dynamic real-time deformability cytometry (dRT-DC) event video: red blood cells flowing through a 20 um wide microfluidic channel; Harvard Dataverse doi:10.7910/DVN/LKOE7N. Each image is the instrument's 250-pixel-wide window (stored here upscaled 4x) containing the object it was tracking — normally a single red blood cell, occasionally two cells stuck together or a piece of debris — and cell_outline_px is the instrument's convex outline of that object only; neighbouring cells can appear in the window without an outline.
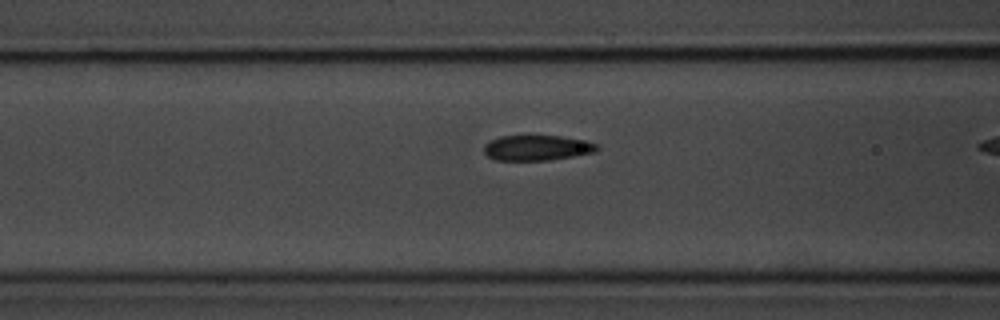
{"species": "common noctule bat (a hibernating species)", "species_latin": "Nyctalus noctula", "temperature_condition": "room temperature", "stored_images_in_passage": 17, "camera_frame_rate_fps": 3000, "um_per_image_px": 0.085, "animal": {"sex": "male", "body_mass_g": 20.1, "forearm_length_mm": 53.5}, "frame": {"image": 1, "passage_image": 15, "time_ms": 4.667, "image_size_px": [1000, 320], "cell_outline_px": [[600, 148], [596, 152], [548, 160], [496, 160], [488, 156], [484, 152], [484, 144], [500, 136], [528, 132], [560, 136], [584, 140], [596, 144]], "centroid_in_image_um": [45.61, 12.51], "position_along_channel_um": 121.0, "area_um2": 17.4}}